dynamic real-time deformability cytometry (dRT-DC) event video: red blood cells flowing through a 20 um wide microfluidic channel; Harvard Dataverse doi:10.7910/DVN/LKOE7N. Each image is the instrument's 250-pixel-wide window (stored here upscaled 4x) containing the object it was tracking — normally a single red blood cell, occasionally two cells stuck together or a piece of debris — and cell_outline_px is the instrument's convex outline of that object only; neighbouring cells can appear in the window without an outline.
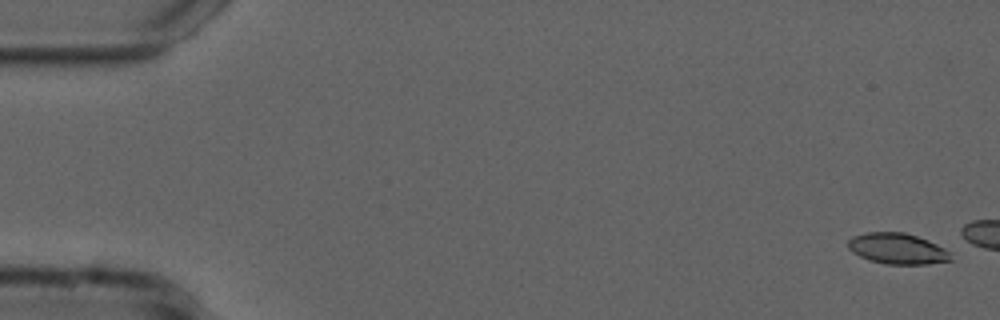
{"species": "common noctule bat (a hibernating species)", "species_latin": "Nyctalus noctula", "temperature_condition": "cold", "stored_images_in_passage": 9, "camera_frame_rate_fps": 3000, "um_per_image_px": 0.085, "animal": {"sex": "male", "forearm_length_mm": 52.5}, "frame": {"image": 1, "passage_image": 2, "time_ms": 0.333, "image_size_px": [1000, 320], "cell_outline_px": [[952, 260], [928, 264], [884, 264], [868, 260], [852, 252], [848, 248], [848, 240], [852, 236], [868, 232], [904, 232], [928, 240], [944, 248], [948, 252]], "centroid_in_image_um": [76.24, 21.13], "position_along_channel_um": 8.8, "area_um2": 18.44}}